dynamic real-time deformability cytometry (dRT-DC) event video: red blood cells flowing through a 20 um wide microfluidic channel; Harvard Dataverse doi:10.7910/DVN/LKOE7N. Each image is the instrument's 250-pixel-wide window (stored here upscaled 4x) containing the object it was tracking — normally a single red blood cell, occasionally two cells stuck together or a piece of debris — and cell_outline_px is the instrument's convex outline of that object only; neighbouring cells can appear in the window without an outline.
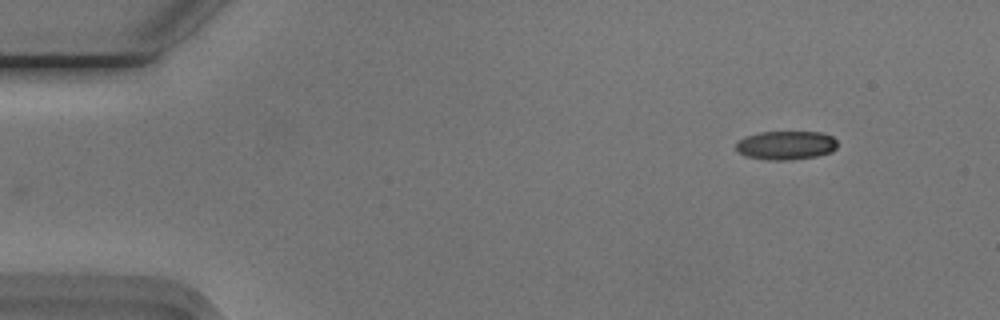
{"species": "Egyptian fruit bat (a non-hibernating species)", "species_latin": "Rousettus aegyptiacus", "temperature_condition": "cold", "stored_images_in_passage": 8, "camera_frame_rate_fps": 3000, "um_per_image_px": 0.085, "animal": {"sex": "male"}, "frame": {"image": 1, "passage_image": 1, "time_ms": 0.0, "image_size_px": [1000, 320], "cell_outline_px": [[836, 148], [832, 152], [816, 156], [788, 160], [764, 160], [744, 156], [736, 148], [736, 144], [744, 136], [760, 132], [820, 132], [832, 136], [836, 140]], "centroid_in_image_um": [66.79, 12.35], "position_along_channel_um": 18.2, "area_um2": 17.05}}